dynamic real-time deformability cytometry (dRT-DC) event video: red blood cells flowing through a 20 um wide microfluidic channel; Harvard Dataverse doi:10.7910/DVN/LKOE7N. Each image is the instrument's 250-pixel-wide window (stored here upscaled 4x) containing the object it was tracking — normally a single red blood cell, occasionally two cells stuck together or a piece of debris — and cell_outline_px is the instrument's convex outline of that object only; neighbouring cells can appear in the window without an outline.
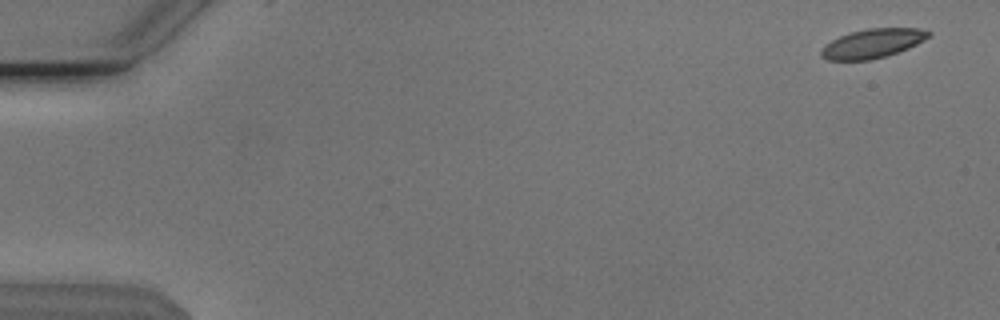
{"species": "Egyptian fruit bat (a non-hibernating species)", "species_latin": "Rousettus aegyptiacus", "temperature_condition": "cold", "stored_images_in_passage": 3, "camera_frame_rate_fps": 3000, "um_per_image_px": 0.085, "animal": {"sex": "male"}, "frame": {"image": 1, "passage_image": 1, "time_ms": 0.0, "image_size_px": [1000, 320], "cell_outline_px": [[932, 36], [908, 48], [888, 56], [868, 60], [828, 60], [820, 56], [820, 52], [824, 44], [840, 36], [852, 32], [868, 28], [920, 28], [932, 32]], "centroid_in_image_um": [74.18, 3.69], "position_along_channel_um": 10.8, "area_um2": 18.32}}